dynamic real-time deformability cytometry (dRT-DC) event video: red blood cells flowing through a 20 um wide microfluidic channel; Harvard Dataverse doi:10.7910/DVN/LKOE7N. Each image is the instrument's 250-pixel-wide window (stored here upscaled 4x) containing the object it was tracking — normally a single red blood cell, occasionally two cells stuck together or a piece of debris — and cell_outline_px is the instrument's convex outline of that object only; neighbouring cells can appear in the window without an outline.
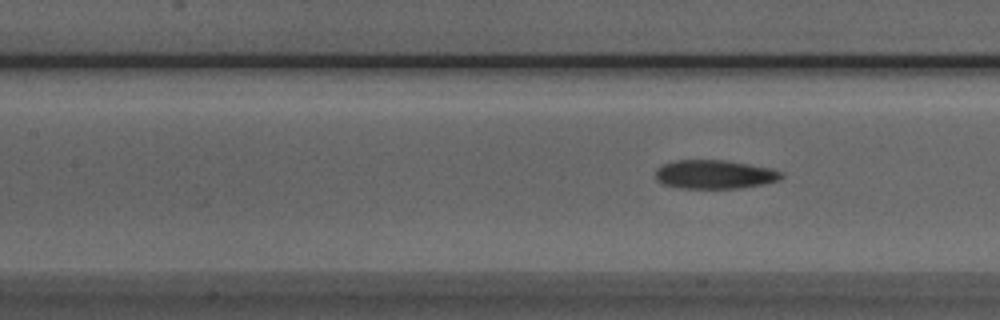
{"species": "Egyptian fruit bat (a non-hibernating species)", "species_latin": "Rousettus aegyptiacus", "temperature_condition": "room temperature", "stored_images_in_passage": 5, "camera_frame_rate_fps": 3000, "um_per_image_px": 0.085, "animal": {"sex": "male"}, "frame": {"image": 1, "passage_image": 5, "time_ms": 5.667, "image_size_px": [1000, 320], "cell_outline_px": [[784, 176], [780, 180], [740, 188], [680, 188], [664, 184], [656, 180], [656, 168], [664, 164], [676, 160], [724, 160], [772, 168], [784, 172]], "centroid_in_image_um": [60.76, 14.82], "position_along_channel_um": 146.6, "area_um2": 21.1}}